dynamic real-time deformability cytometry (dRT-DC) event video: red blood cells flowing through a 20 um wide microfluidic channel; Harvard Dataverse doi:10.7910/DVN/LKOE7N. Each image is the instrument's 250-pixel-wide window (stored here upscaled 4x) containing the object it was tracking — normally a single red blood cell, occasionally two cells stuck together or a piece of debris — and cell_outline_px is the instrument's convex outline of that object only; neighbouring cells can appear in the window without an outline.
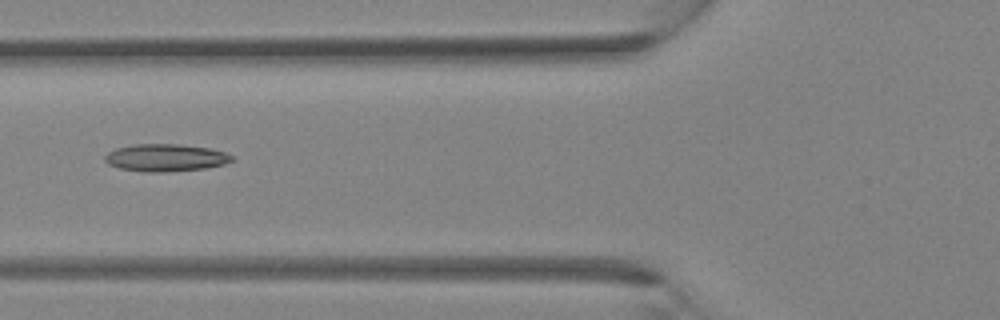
{"species": "Egyptian fruit bat (a non-hibernating species)", "species_latin": "Rousettus aegyptiacus", "temperature_condition": "room temperature", "stored_images_in_passage": 4, "camera_frame_rate_fps": 3000, "um_per_image_px": 0.085, "animal": {"sex": "female"}, "frame": {"image": 1, "passage_image": 4, "time_ms": 4.333, "image_size_px": [1000, 320], "cell_outline_px": [[236, 160], [224, 164], [204, 168], [164, 172], [144, 172], [120, 168], [108, 164], [104, 160], [104, 156], [108, 152], [116, 148], [132, 144], [180, 144], [208, 148], [224, 152], [236, 156]], "centroid_in_image_um": [14.09, 13.4], "position_along_channel_um": 111.7, "area_um2": 20.4}}